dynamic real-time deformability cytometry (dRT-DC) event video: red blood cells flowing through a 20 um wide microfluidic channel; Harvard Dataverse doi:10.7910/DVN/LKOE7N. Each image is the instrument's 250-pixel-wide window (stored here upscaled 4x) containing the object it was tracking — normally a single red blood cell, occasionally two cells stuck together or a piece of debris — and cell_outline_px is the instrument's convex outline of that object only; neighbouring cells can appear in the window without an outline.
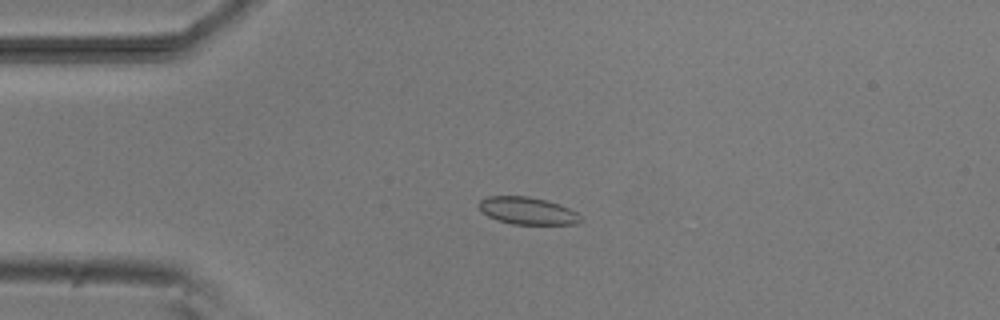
{"species": "common noctule bat (a hibernating species)", "species_latin": "Nyctalus noctula", "temperature_condition": "room temperature", "stored_images_in_passage": 26, "camera_frame_rate_fps": 3000, "um_per_image_px": 0.085, "animal": {"sex": "male", "body_mass_g": 20.5, "forearm_length_mm": 52.5}, "frame": {"image": 1, "passage_image": 10, "time_ms": 3.0, "image_size_px": [1000, 320], "cell_outline_px": [[584, 220], [576, 224], [512, 224], [488, 216], [480, 212], [480, 200], [488, 196], [528, 196], [548, 200], [560, 204], [576, 212]], "centroid_in_image_um": [44.86, 17.91], "position_along_channel_um": 40.1, "area_um2": 16.18}}
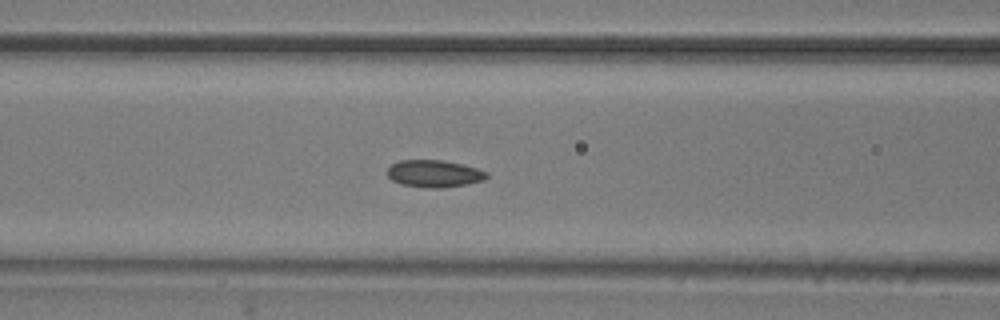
{"frame": {"image": 2, "passage_image": 19, "time_ms": 6.0, "image_size_px": [1000, 320], "cell_outline_px": [[488, 176], [484, 180], [468, 184], [444, 188], [424, 188], [400, 184], [392, 180], [388, 176], [388, 168], [392, 164], [400, 160], [444, 160], [476, 168], [488, 172]], "centroid_in_image_um": [36.91, 14.77], "position_along_channel_um": 129.7, "area_um2": 15.84}}
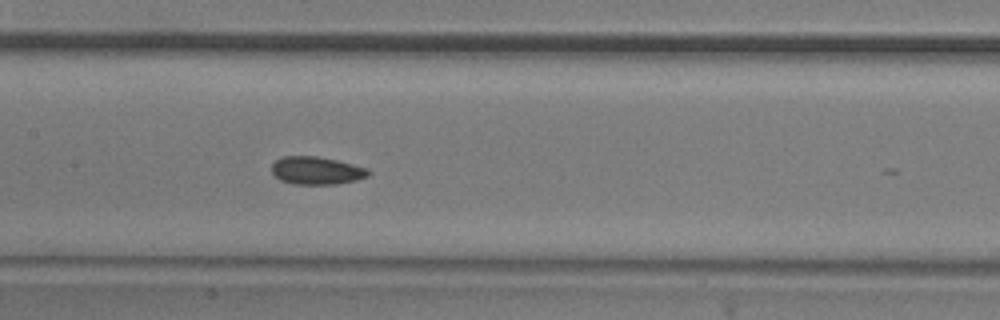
{"frame": {"image": 3, "passage_image": 23, "time_ms": 7.333, "image_size_px": [1000, 320], "cell_outline_px": [[372, 172], [368, 176], [356, 180], [336, 184], [296, 184], [280, 180], [272, 172], [272, 164], [276, 160], [284, 156], [316, 156], [336, 160], [368, 168]], "centroid_in_image_um": [26.93, 14.5], "position_along_channel_um": 180.5, "area_um2": 15.61}}